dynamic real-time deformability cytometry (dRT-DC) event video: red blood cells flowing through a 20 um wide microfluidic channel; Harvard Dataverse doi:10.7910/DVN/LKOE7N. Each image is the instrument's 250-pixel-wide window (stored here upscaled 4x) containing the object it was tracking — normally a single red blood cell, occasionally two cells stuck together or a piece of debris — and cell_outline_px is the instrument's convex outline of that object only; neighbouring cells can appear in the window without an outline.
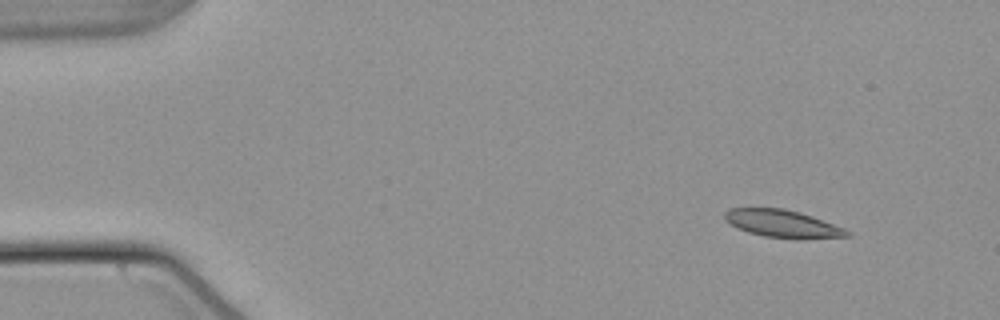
{"species": "common noctule bat (a hibernating species)", "species_latin": "Nyctalus noctula", "temperature_condition": "warm", "stored_images_in_passage": 49, "camera_frame_rate_fps": 3000, "um_per_image_px": 0.085, "animal": {"sex": "male", "body_mass_g": 21.5, "forearm_length_mm": 52.0}, "frame": {"image": 1, "passage_image": 1, "time_ms": 0.0, "image_size_px": [1000, 320], "cell_outline_px": [[852, 236], [804, 240], [796, 240], [764, 236], [748, 232], [736, 228], [724, 220], [724, 212], [728, 208], [784, 208], [800, 212], [812, 216], [844, 228], [852, 232]], "centroid_in_image_um": [66.54, 19.03], "position_along_channel_um": 18.5, "area_um2": 20.17}}
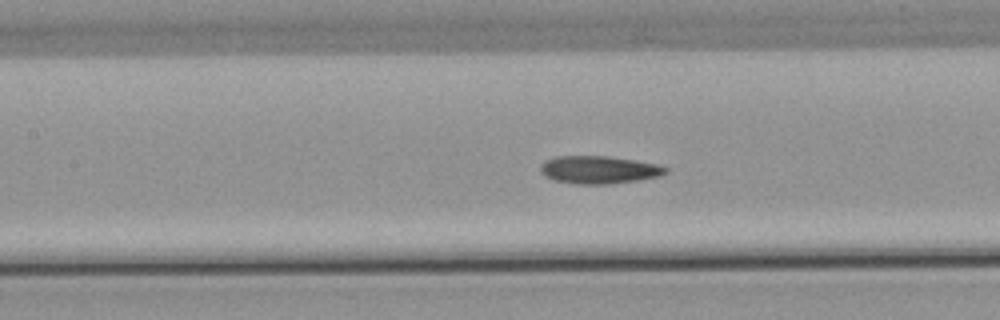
{"frame": {"image": 2, "passage_image": 20, "time_ms": 6.333, "image_size_px": [1000, 320], "cell_outline_px": [[668, 172], [660, 176], [636, 180], [608, 184], [576, 184], [552, 180], [544, 176], [540, 172], [540, 164], [544, 160], [556, 156], [608, 156], [636, 160], [660, 164], [668, 168]], "centroid_in_image_um": [50.89, 14.42], "position_along_channel_um": 156.5, "area_um2": 20.52}}
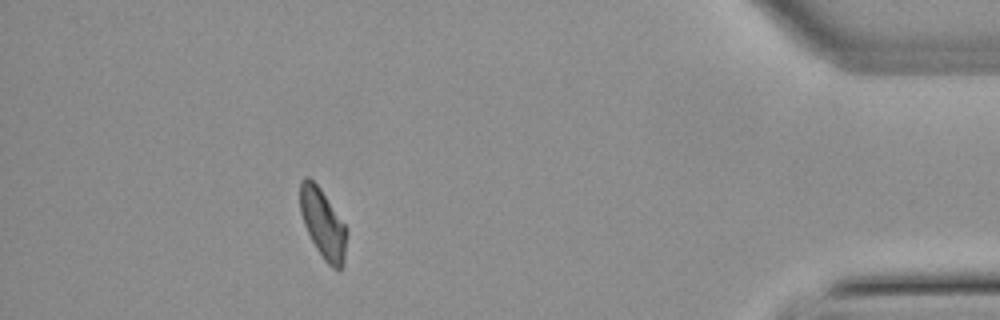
{"frame": {"image": 3, "passage_image": 44, "time_ms": 14.333, "image_size_px": [1000, 320], "cell_outline_px": [[348, 228], [344, 264], [340, 268], [332, 268], [324, 260], [316, 248], [304, 224], [300, 212], [300, 180], [304, 176], [308, 176], [320, 188]], "centroid_in_image_um": [27.46, 19.0], "position_along_channel_um": 407.7, "area_um2": 18.9}, "authors_computed_cell_mechanics": {"area_um2": 20.1144, "velocity_mm_per_s": 3.8076, "shape_relaxation_time_tau1_ms": null, "shape_relaxation_time_tau2_ms": 5.2779, "deformation_change_tau1": null, "deformation_change_tau2": 0.1084}}